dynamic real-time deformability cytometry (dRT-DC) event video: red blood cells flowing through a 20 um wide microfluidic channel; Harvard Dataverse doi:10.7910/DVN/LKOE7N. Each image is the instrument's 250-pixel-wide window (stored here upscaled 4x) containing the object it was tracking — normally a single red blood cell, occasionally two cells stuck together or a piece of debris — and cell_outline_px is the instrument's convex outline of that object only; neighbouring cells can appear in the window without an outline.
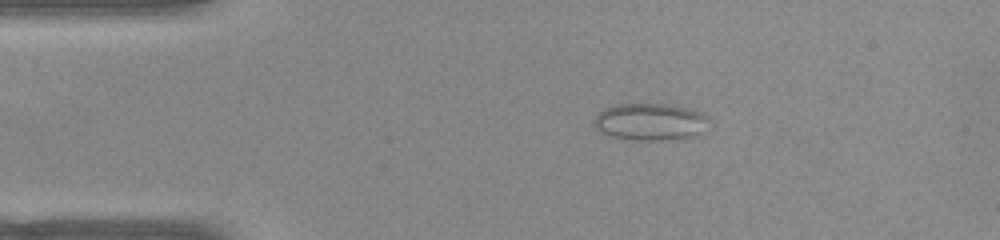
{"species": "common noctule bat (a hibernating species)", "species_latin": "Nyctalus noctula", "temperature_condition": "warm", "stored_images_in_passage": 44, "camera_frame_rate_fps": 3000, "um_per_image_px": 0.085, "animal": {"sex": "female", "body_mass_g": 22.0, "forearm_length_mm": 56.7}, "frame": {"image": 1, "passage_image": 1, "time_ms": 0.0, "image_size_px": [1000, 240], "cell_outline_px": [[708, 120], [696, 136], [688, 140], [624, 140], [608, 136], [600, 132], [592, 124], [596, 116], [604, 108], [616, 104], [668, 104], [688, 108], [708, 116]], "centroid_in_image_um": [55.22, 10.38], "position_along_channel_um": 29.8, "area_um2": 25.2}}
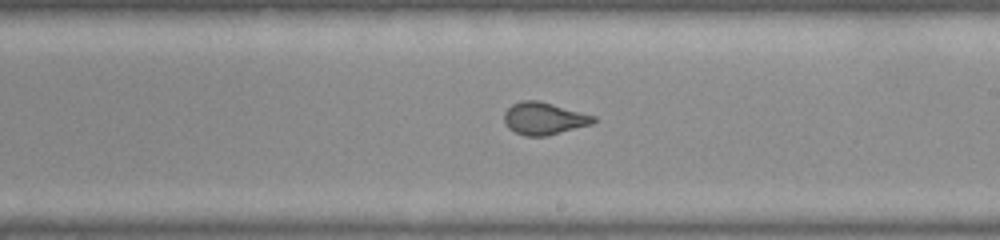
{"frame": {"image": 2, "passage_image": 21, "time_ms": 6.667, "image_size_px": [1000, 240], "cell_outline_px": [[596, 120], [592, 124], [548, 136], [524, 136], [508, 128], [504, 124], [504, 112], [512, 104], [520, 100], [540, 100], [596, 116]], "centroid_in_image_um": [46.23, 10.07], "position_along_channel_um": 242.8, "area_um2": 17.05}}
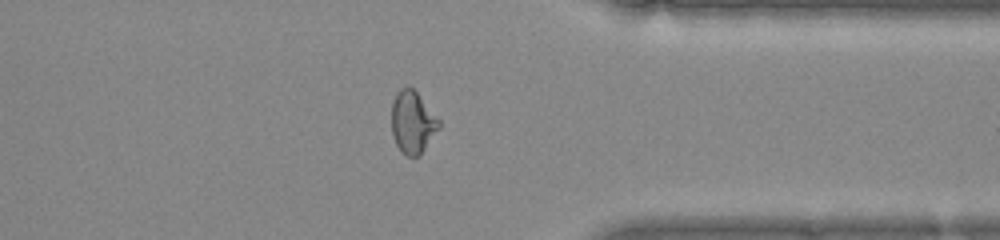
{"frame": {"image": 3, "passage_image": 32, "time_ms": 10.333, "image_size_px": [1000, 240], "cell_outline_px": [[440, 128], [420, 156], [408, 156], [396, 144], [392, 136], [392, 104], [396, 92], [400, 88], [408, 84], [416, 92], [440, 120]], "centroid_in_image_um": [35.08, 10.37], "position_along_channel_um": 376.3, "area_um2": 17.22}}